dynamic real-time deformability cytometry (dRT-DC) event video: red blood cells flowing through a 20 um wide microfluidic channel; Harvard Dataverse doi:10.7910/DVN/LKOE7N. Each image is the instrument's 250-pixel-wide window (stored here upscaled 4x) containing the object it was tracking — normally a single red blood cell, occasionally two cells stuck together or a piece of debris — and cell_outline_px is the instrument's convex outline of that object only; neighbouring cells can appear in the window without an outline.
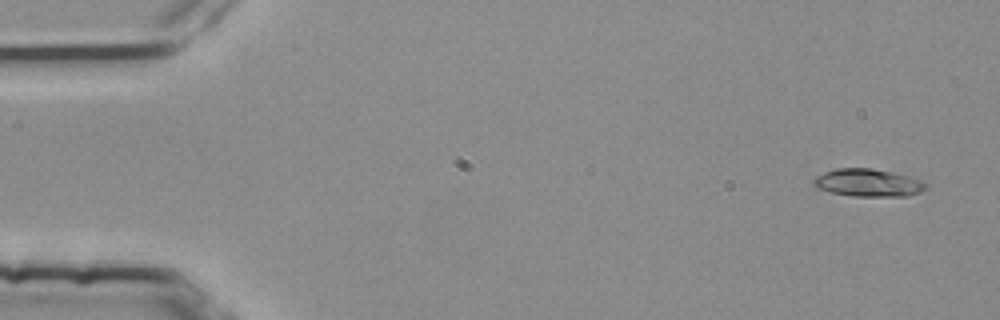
{"species": "common noctule bat (a hibernating species)", "species_latin": "Nyctalus noctula", "temperature_condition": "room temperature", "stored_images_in_passage": 4, "camera_frame_rate_fps": 3000, "um_per_image_px": 0.085, "animal": {"sex": "female", "body_mass_g": 25.1}, "frame": {"image": 1, "passage_image": 1, "time_ms": 0.0, "image_size_px": [1000, 320], "cell_outline_px": [[928, 188], [920, 192], [908, 196], [852, 196], [832, 192], [816, 188], [812, 184], [812, 180], [816, 176], [824, 172], [836, 168], [872, 168], [892, 172], [908, 176], [920, 180], [928, 184]], "centroid_in_image_um": [73.78, 15.53], "position_along_channel_um": 11.2, "area_um2": 18.21}}
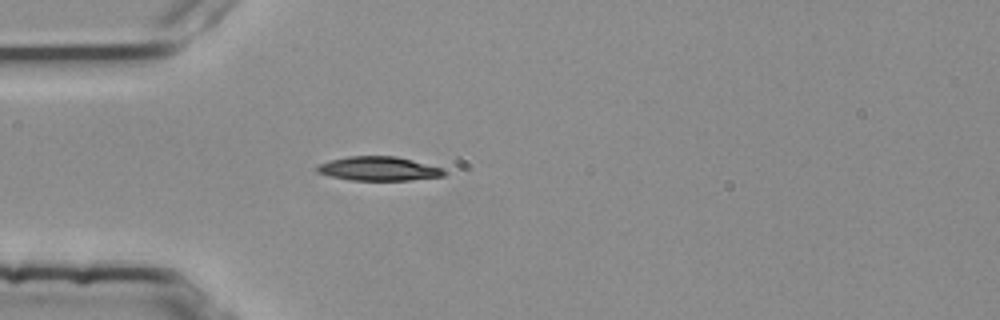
{"frame": {"image": 2, "passage_image": 4, "time_ms": 1.0, "image_size_px": [1000, 320], "cell_outline_px": [[448, 172], [444, 176], [412, 180], [352, 180], [332, 176], [316, 172], [316, 168], [320, 164], [328, 160], [348, 156], [396, 156], [444, 168]], "centroid_in_image_um": [32.23, 14.33], "position_along_channel_um": 52.8, "area_um2": 17.86}}